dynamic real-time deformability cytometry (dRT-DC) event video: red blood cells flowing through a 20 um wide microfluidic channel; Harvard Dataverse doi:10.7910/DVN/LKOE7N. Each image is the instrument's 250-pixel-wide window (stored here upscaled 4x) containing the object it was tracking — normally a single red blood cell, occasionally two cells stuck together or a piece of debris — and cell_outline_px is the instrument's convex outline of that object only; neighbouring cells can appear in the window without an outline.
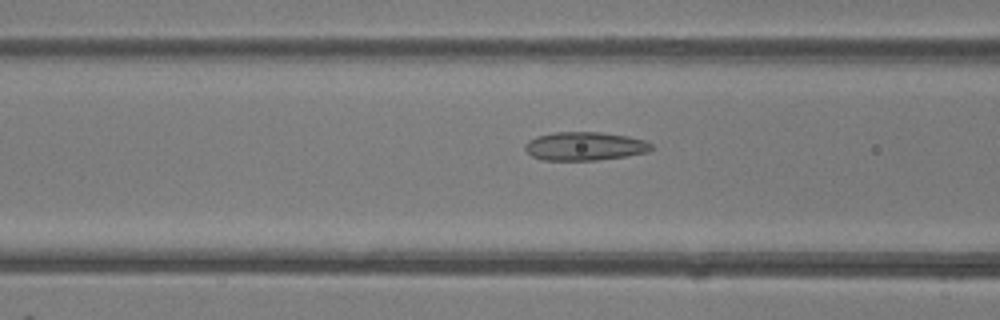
{"species": "common noctule bat (a hibernating species)", "species_latin": "Nyctalus noctula", "temperature_condition": "room temperature", "stored_images_in_passage": 47, "camera_frame_rate_fps": 3000, "um_per_image_px": 0.085, "animal": {"sex": "female"}, "frame": {"image": 1, "passage_image": 19, "time_ms": 6.0, "image_size_px": [1000, 320], "cell_outline_px": [[652, 148], [648, 152], [624, 156], [596, 160], [544, 160], [532, 156], [524, 148], [524, 144], [528, 140], [536, 136], [556, 132], [604, 132], [628, 136], [644, 140], [652, 144]], "centroid_in_image_um": [49.69, 12.42], "position_along_channel_um": 116.9, "area_um2": 20.98}}
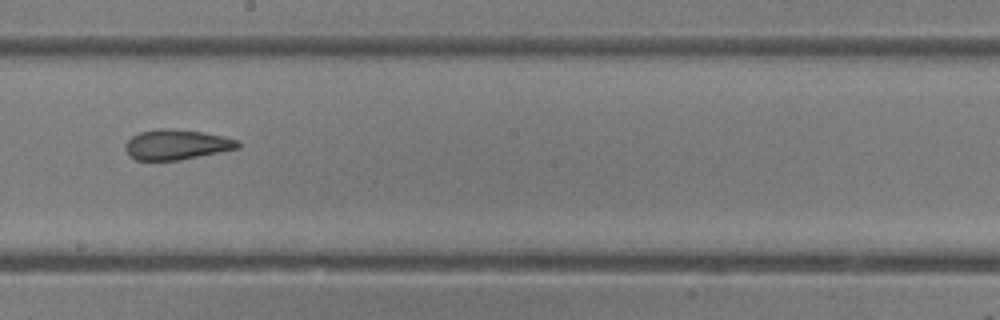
{"frame": {"image": 2, "passage_image": 27, "time_ms": 8.667, "image_size_px": [1000, 320], "cell_outline_px": [[240, 148], [180, 160], [136, 160], [128, 156], [124, 148], [124, 144], [132, 136], [140, 132], [156, 128], [172, 128], [204, 132], [236, 140], [240, 144]], "centroid_in_image_um": [14.95, 12.29], "position_along_channel_um": 233.2, "area_um2": 19.88}}
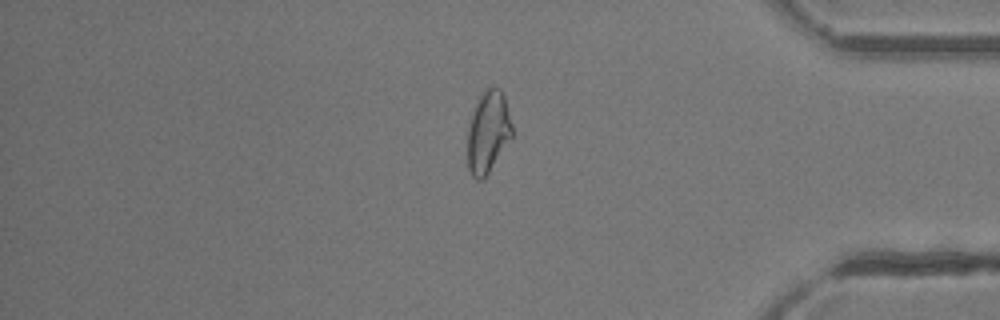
{"frame": {"image": 3, "passage_image": 40, "time_ms": 13.0, "image_size_px": [1000, 320], "cell_outline_px": [[512, 136], [488, 172], [480, 180], [476, 180], [472, 176], [468, 168], [468, 128], [476, 100], [484, 88], [500, 88], [504, 96], [512, 124]], "centroid_in_image_um": [41.47, 11.18], "position_along_channel_um": 393.7, "area_um2": 20.98}, "authors_computed_cell_mechanics": {"area_um2": 21.7328, "velocity_mm_per_s": 4.3518, "shape_relaxation_time_tau1_ms": null, "shape_relaxation_time_tau2_ms": 2.1013, "deformation_change_tau1": null, "deformation_change_tau2": 0.091}}